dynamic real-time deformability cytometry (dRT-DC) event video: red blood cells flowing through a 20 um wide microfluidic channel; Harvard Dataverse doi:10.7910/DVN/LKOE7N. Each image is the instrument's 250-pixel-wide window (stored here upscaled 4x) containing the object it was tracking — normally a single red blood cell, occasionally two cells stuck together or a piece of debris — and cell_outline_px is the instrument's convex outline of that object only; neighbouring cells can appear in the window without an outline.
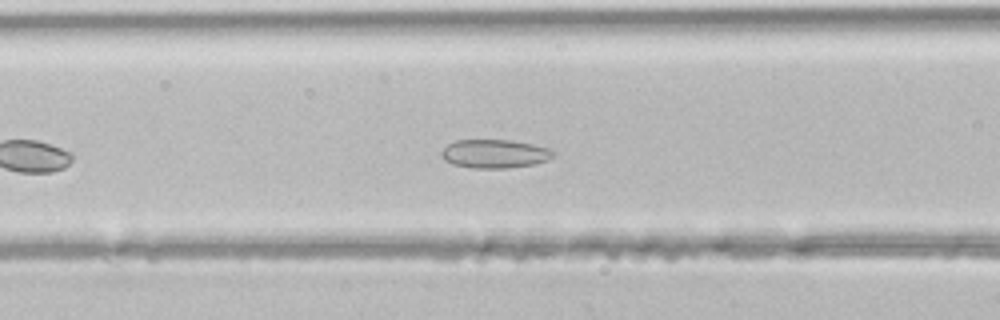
{"species": "common noctule bat (a hibernating species)", "species_latin": "Nyctalus noctula", "temperature_condition": "room temperature", "stored_images_in_passage": 17, "camera_frame_rate_fps": 3000, "um_per_image_px": 0.085, "animal": {"sex": "male", "body_mass_g": 21.5, "forearm_length_mm": 52.0}, "frame": {"image": 1, "passage_image": 10, "time_ms": 3.0, "image_size_px": [1000, 320], "cell_outline_px": [[556, 152], [548, 160], [536, 164], [508, 168], [472, 168], [452, 164], [444, 160], [440, 156], [440, 152], [448, 144], [456, 140], [512, 140], [552, 148]], "centroid_in_image_um": [42.06, 13.07], "position_along_channel_um": 124.5, "area_um2": 18.9}}